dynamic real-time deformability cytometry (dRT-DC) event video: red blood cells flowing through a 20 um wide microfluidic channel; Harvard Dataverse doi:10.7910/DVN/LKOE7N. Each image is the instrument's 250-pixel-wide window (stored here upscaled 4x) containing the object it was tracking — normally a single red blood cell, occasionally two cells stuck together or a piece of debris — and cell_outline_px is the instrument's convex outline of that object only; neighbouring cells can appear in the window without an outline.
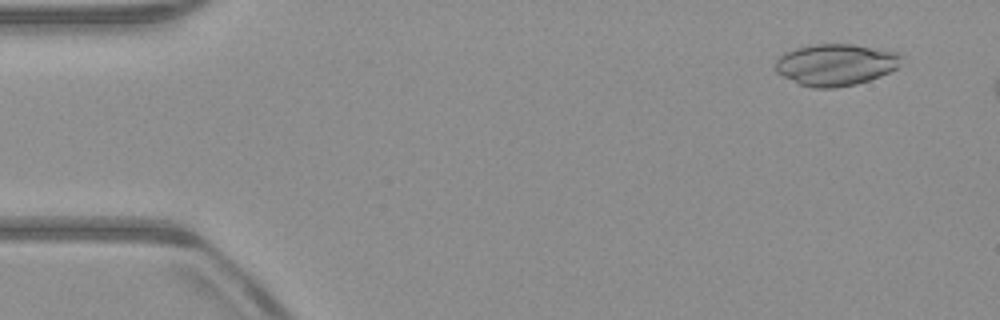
{"species": "common noctule bat (a hibernating species)", "species_latin": "Nyctalus noctula", "temperature_condition": "warm", "stored_images_in_passage": 49, "camera_frame_rate_fps": 3000, "um_per_image_px": 0.085, "animal": {"sex": "male", "body_mass_g": 23.1, "forearm_length_mm": 52.7}, "frame": {"image": 1, "passage_image": 4, "time_ms": 1.0, "image_size_px": [1000, 320], "cell_outline_px": [[904, 56], [896, 68], [880, 76], [856, 84], [832, 88], [816, 88], [800, 84], [776, 72], [776, 60], [784, 52], [796, 48], [812, 44], [852, 44], [900, 52]], "centroid_in_image_um": [71.05, 5.48], "position_along_channel_um": 13.9, "area_um2": 30.52}}